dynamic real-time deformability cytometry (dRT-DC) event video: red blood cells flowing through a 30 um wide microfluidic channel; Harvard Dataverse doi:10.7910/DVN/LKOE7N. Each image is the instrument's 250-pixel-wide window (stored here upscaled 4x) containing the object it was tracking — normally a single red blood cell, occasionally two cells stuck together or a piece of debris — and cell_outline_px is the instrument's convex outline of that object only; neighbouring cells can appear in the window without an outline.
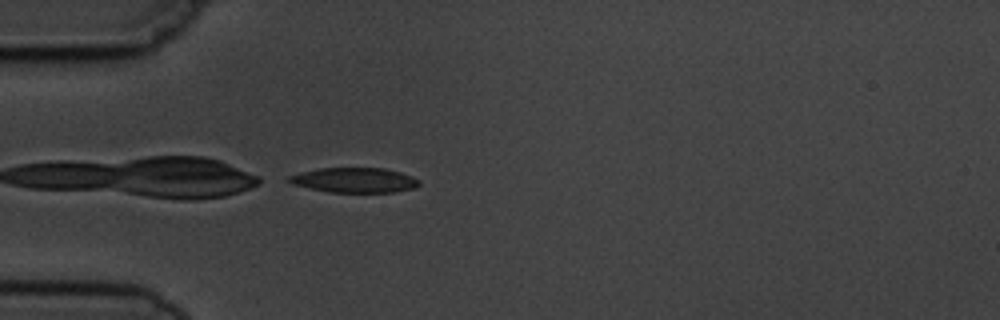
{"species": "common noctule bat (a hibernating species)", "species_latin": "Nyctalus noctula", "temperature_condition": "cold", "stored_images_in_passage": 5, "camera_frame_rate_fps": 3000, "um_per_image_px": 0.085, "animal": {"sex": "male", "body_mass_g": 19.5, "forearm_length_mm": 54.6}, "frame": {"image": 1, "passage_image": 5, "time_ms": 4.333, "image_size_px": [1000, 320], "cell_outline_px": [[420, 184], [416, 188], [392, 192], [328, 192], [292, 184], [284, 180], [288, 176], [320, 168], [384, 168], [400, 172], [412, 176], [420, 180]], "centroid_in_image_um": [30.14, 15.31], "position_along_channel_um": 54.9, "area_um2": 18.9}}